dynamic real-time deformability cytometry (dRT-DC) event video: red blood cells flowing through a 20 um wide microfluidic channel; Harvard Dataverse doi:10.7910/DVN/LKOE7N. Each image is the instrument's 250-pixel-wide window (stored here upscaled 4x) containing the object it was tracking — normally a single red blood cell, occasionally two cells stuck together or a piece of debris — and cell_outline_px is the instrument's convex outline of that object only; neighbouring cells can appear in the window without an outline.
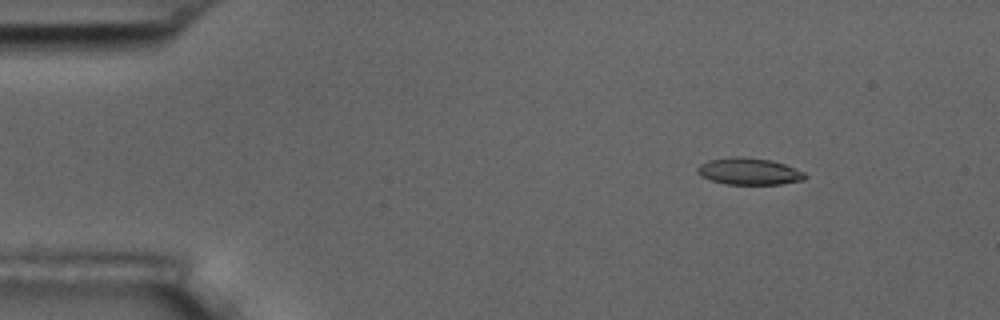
{"species": "common noctule bat (a hibernating species)", "species_latin": "Nyctalus noctula", "temperature_condition": "room temperature", "stored_images_in_passage": 7, "camera_frame_rate_fps": 3000, "um_per_image_px": 0.085, "animal": {"sex": "male", "body_mass_g": 17.5, "forearm_length_mm": 52.3}, "frame": {"image": 1, "passage_image": 3, "time_ms": 2.333, "image_size_px": [1000, 320], "cell_outline_px": [[808, 176], [804, 180], [780, 184], [724, 184], [700, 176], [696, 172], [696, 168], [700, 164], [708, 160], [736, 156], [740, 156], [772, 160], [784, 164], [804, 172]], "centroid_in_image_um": [63.65, 14.56], "position_along_channel_um": 21.3, "area_um2": 16.88}}